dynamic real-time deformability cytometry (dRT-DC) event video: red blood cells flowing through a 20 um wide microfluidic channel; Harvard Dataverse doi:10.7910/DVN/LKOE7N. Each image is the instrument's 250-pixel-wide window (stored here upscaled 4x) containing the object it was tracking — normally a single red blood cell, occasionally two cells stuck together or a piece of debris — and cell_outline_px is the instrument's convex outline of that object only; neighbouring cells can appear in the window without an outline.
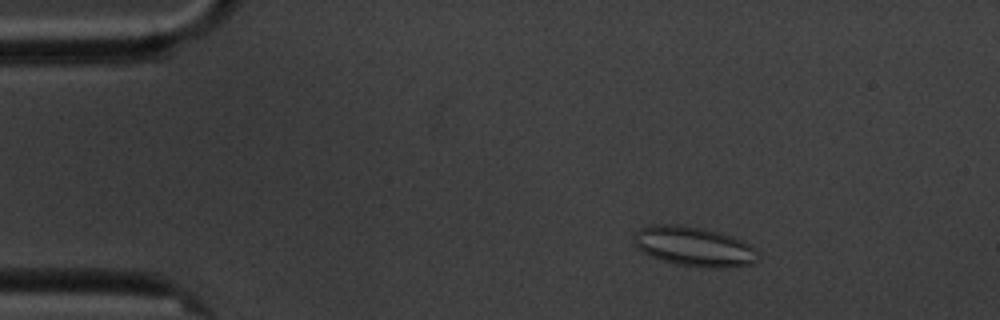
{"species": "common noctule bat (a hibernating species)", "species_latin": "Nyctalus noctula", "temperature_condition": "cold", "stored_images_in_passage": 3, "camera_frame_rate_fps": 3000, "um_per_image_px": 0.085, "animal": {"sex": "male", "body_mass_g": 20.1, "forearm_length_mm": 53.5}, "frame": {"image": 1, "passage_image": 1, "time_ms": 0.0, "image_size_px": [1000, 320], "cell_outline_px": [[760, 256], [752, 264], [728, 268], [708, 268], [676, 264], [652, 256], [636, 248], [632, 244], [632, 232], [648, 224], [676, 224], [704, 228], [744, 240], [756, 248], [760, 252]], "centroid_in_image_um": [58.98, 20.94], "position_along_channel_um": 26.0, "area_um2": 29.3}}